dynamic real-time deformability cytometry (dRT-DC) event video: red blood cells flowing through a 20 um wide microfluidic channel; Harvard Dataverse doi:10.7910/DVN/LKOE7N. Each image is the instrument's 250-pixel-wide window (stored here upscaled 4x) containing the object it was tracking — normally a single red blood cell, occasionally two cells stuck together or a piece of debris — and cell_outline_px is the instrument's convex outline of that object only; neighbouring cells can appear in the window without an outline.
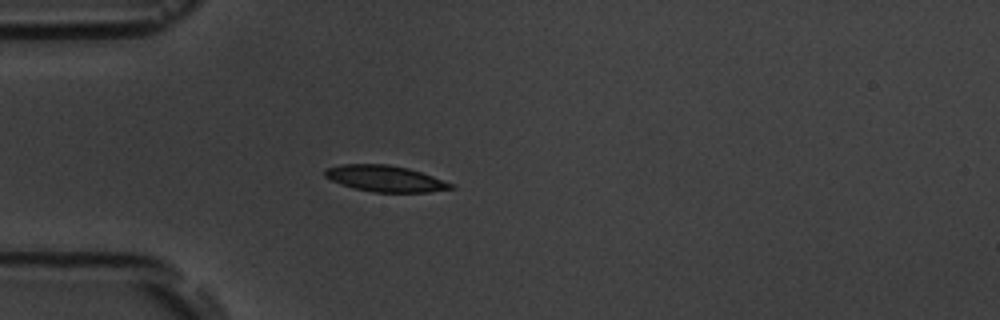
{"species": "common noctule bat (a hibernating species)", "species_latin": "Nyctalus noctula", "temperature_condition": "room temperature", "stored_images_in_passage": 4, "camera_frame_rate_fps": 3000, "um_per_image_px": 0.085, "animal": {"sex": "male", "body_mass_g": 19.5, "forearm_length_mm": 54.6}, "frame": {"image": 1, "passage_image": 3, "time_ms": 3.333, "image_size_px": [1000, 320], "cell_outline_px": [[456, 188], [428, 192], [372, 192], [352, 188], [340, 184], [324, 176], [324, 172], [328, 168], [340, 164], [388, 164], [408, 168], [456, 184]], "centroid_in_image_um": [32.76, 15.18], "position_along_channel_um": 52.2, "area_um2": 19.31}}